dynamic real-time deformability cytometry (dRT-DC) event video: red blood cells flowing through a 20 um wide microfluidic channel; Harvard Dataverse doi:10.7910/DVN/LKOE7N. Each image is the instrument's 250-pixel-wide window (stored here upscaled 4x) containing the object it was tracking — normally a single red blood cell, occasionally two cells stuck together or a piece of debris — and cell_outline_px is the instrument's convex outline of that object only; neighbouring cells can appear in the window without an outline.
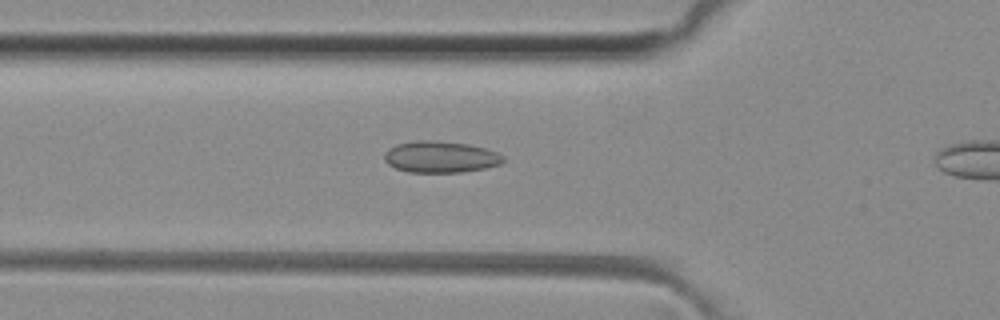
{"species": "common noctule bat (a hibernating species)", "species_latin": "Nyctalus noctula", "temperature_condition": "room temperature", "stored_images_in_passage": 35, "camera_frame_rate_fps": 3000, "um_per_image_px": 0.085, "animal": {"sex": "female", "body_mass_g": 29.2, "forearm_length_mm": 56.3}, "frame": {"image": 1, "passage_image": 11, "time_ms": 3.333, "image_size_px": [1000, 320], "cell_outline_px": [[504, 160], [500, 164], [484, 168], [460, 172], [408, 172], [396, 168], [388, 164], [384, 160], [384, 156], [396, 144], [416, 140], [432, 140], [468, 144], [484, 148], [496, 152], [504, 156]], "centroid_in_image_um": [37.45, 13.34], "position_along_channel_um": 88.4, "area_um2": 21.56}}
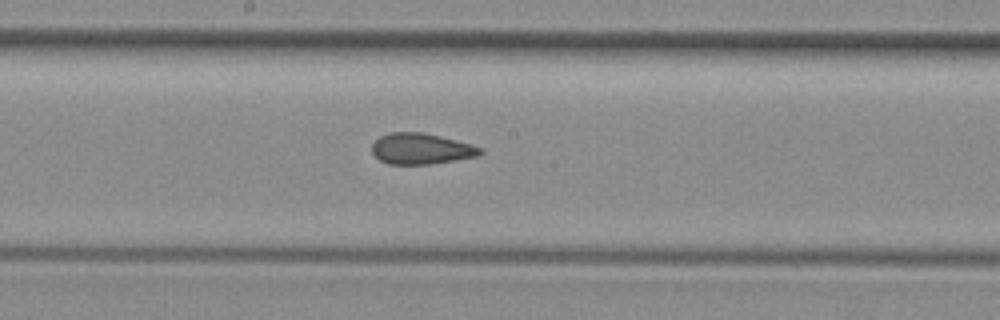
{"frame": {"image": 2, "passage_image": 20, "time_ms": 6.333, "image_size_px": [1000, 320], "cell_outline_px": [[484, 152], [476, 156], [428, 164], [388, 164], [380, 160], [372, 152], [372, 144], [380, 136], [392, 132], [424, 132], [456, 140], [480, 148]], "centroid_in_image_um": [35.75, 12.63], "position_along_channel_um": 212.5, "area_um2": 19.19}}
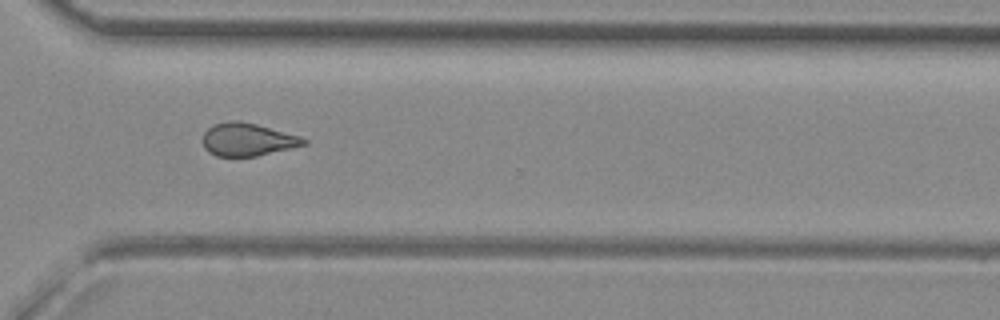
{"frame": {"image": 3, "passage_image": 30, "time_ms": 9.667, "image_size_px": [1000, 320], "cell_outline_px": [[308, 144], [256, 156], [216, 156], [208, 152], [204, 148], [204, 132], [212, 124], [228, 120], [240, 120], [256, 124], [300, 136], [308, 140]], "centroid_in_image_um": [21.03, 11.85], "position_along_channel_um": 349.6, "area_um2": 19.36}, "authors_computed_cell_mechanics": {"area_um2": 19.8832, "velocity_mm_per_s": 4.1159, "shape_relaxation_time_tau1_ms": null, "shape_relaxation_time_tau2_ms": 2.1968, "deformation_change_tau1": null, "deformation_change_tau2": 0.0956}}